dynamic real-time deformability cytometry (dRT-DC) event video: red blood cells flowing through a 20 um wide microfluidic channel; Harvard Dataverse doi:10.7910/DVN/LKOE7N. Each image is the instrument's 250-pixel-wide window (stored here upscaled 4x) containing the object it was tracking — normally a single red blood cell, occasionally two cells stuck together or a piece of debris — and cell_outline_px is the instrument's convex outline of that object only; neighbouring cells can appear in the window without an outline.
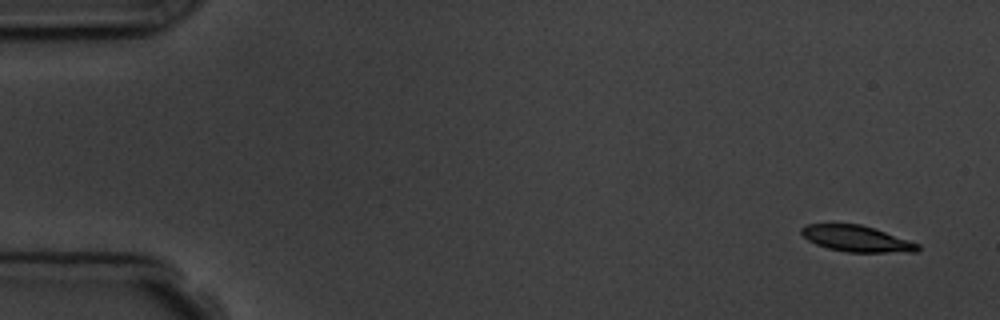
{"species": "common noctule bat (a hibernating species)", "species_latin": "Nyctalus noctula", "temperature_condition": "room temperature", "stored_images_in_passage": 4, "camera_frame_rate_fps": 3000, "um_per_image_px": 0.085, "animal": {"sex": "male", "body_mass_g": 19.5, "forearm_length_mm": 54.6}, "frame": {"image": 1, "passage_image": 1, "time_ms": 0.0, "image_size_px": [1000, 320], "cell_outline_px": [[920, 248], [916, 252], [848, 252], [828, 248], [816, 244], [808, 240], [800, 232], [800, 228], [808, 224], [860, 224], [920, 244]], "centroid_in_image_um": [72.79, 20.29], "position_along_channel_um": 12.2, "area_um2": 17.46}}
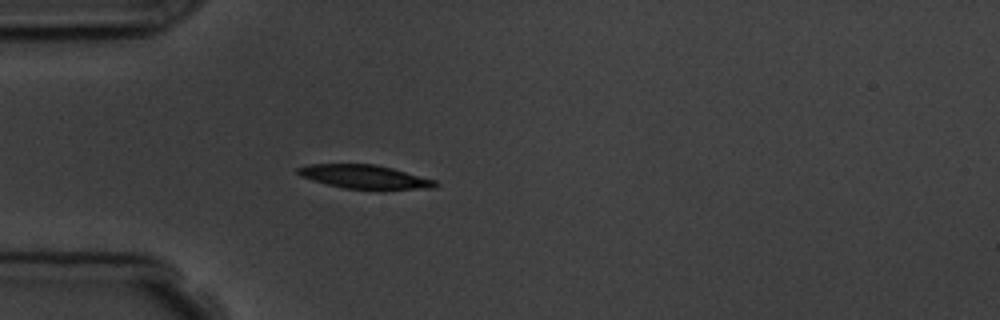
{"frame": {"image": 2, "passage_image": 4, "time_ms": 4.333, "image_size_px": [1000, 320], "cell_outline_px": [[440, 184], [436, 188], [380, 192], [344, 188], [312, 180], [300, 176], [296, 172], [296, 168], [308, 164], [372, 164], [392, 168], [436, 180]], "centroid_in_image_um": [31.09, 15.08], "position_along_channel_um": 53.9, "area_um2": 19.88}}